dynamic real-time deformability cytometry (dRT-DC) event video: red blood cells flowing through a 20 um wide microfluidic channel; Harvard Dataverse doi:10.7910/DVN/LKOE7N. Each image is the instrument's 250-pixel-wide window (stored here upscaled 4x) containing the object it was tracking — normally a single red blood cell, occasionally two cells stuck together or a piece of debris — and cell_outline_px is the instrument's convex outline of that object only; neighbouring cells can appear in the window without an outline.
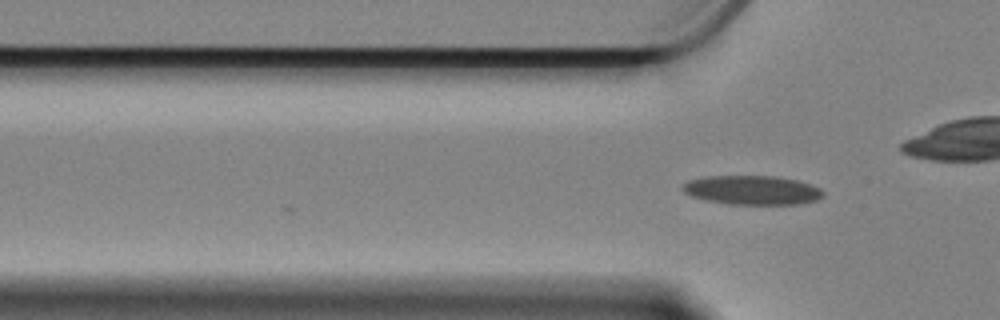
{"species": "Egyptian fruit bat (a non-hibernating species)", "species_latin": "Rousettus aegyptiacus", "temperature_condition": "cold", "stored_images_in_passage": 5, "camera_frame_rate_fps": 3000, "um_per_image_px": 0.085, "animal": {"sex": "female"}, "frame": {"image": 1, "passage_image": 5, "time_ms": 1.333, "image_size_px": [1000, 320], "cell_outline_px": [[824, 196], [816, 200], [800, 204], [728, 204], [704, 200], [692, 196], [684, 192], [680, 188], [688, 180], [708, 176], [772, 176], [796, 180], [820, 188], [824, 192]], "centroid_in_image_um": [63.91, 16.16], "position_along_channel_um": 61.9, "area_um2": 23.81}}